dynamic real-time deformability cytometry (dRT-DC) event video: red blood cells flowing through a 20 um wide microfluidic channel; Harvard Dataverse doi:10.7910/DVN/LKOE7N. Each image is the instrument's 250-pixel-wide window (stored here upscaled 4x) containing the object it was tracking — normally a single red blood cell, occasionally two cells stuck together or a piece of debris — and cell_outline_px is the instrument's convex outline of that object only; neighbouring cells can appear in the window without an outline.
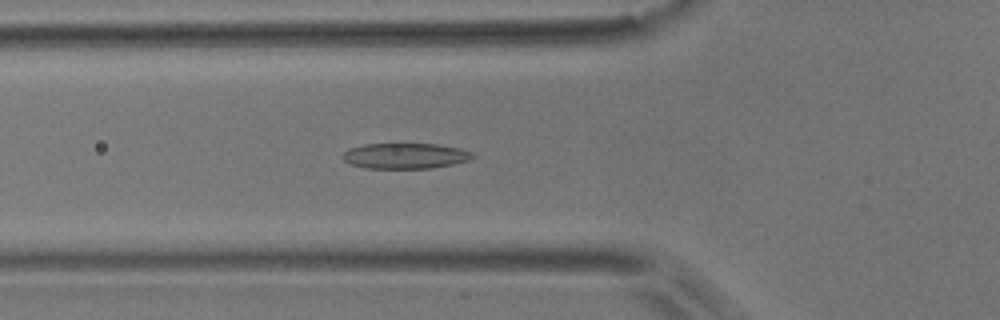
{"species": "common noctule bat (a hibernating species)", "species_latin": "Nyctalus noctula", "temperature_condition": "room temperature", "stored_images_in_passage": 54, "camera_frame_rate_fps": 3000, "um_per_image_px": 0.085, "animal": {"sex": "male", "body_mass_g": 17.9}, "frame": {"image": 1, "passage_image": 19, "time_ms": 6.0, "image_size_px": [1000, 320], "cell_outline_px": [[476, 156], [472, 160], [432, 168], [364, 168], [352, 164], [344, 160], [340, 156], [348, 148], [364, 144], [436, 144], [460, 148], [472, 152]], "centroid_in_image_um": [34.46, 13.25], "position_along_channel_um": 91.3, "area_um2": 19.48}}
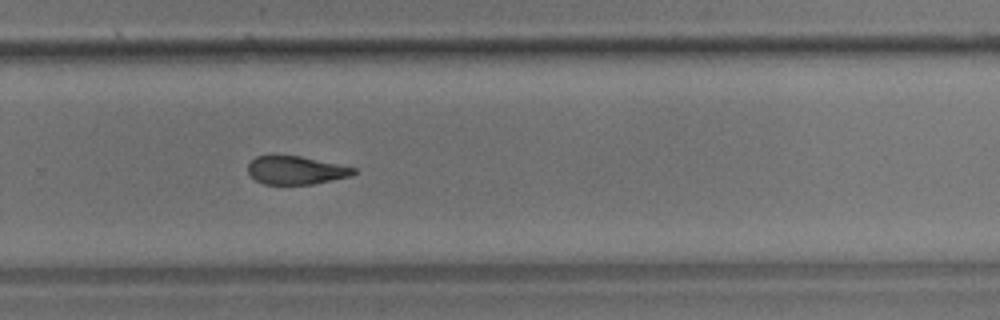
{"frame": {"image": 2, "passage_image": 36, "time_ms": 11.667, "image_size_px": [1000, 320], "cell_outline_px": [[356, 172], [352, 176], [312, 184], [264, 184], [256, 180], [248, 172], [248, 164], [256, 156], [300, 156], [356, 168]], "centroid_in_image_um": [25.16, 14.48], "position_along_channel_um": 304.6, "area_um2": 17.17}}
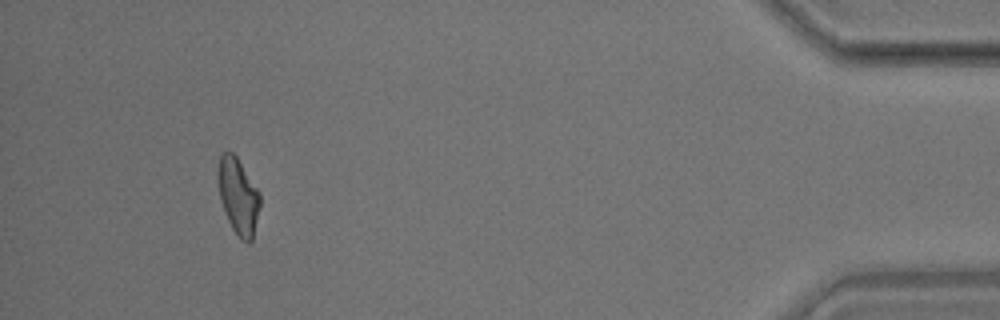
{"frame": {"image": 3, "passage_image": 50, "time_ms": 16.333, "image_size_px": [1000, 320], "cell_outline_px": [[260, 204], [252, 240], [248, 244], [240, 240], [232, 228], [228, 220], [220, 196], [216, 176], [216, 168], [220, 156], [224, 152], [232, 152], [236, 156], [260, 192]], "centroid_in_image_um": [20.23, 16.66], "position_along_channel_um": 415.0, "area_um2": 18.67}, "authors_computed_cell_mechanics": {"area_um2": 19.3052, "velocity_mm_per_s": 3.7627, "shape_relaxation_time_tau1_ms": 9.8461, "shape_relaxation_time_tau2_ms": 2.4459, "deformation_change_tau1": 0.2089, "deformation_change_tau2": 0.0991}}